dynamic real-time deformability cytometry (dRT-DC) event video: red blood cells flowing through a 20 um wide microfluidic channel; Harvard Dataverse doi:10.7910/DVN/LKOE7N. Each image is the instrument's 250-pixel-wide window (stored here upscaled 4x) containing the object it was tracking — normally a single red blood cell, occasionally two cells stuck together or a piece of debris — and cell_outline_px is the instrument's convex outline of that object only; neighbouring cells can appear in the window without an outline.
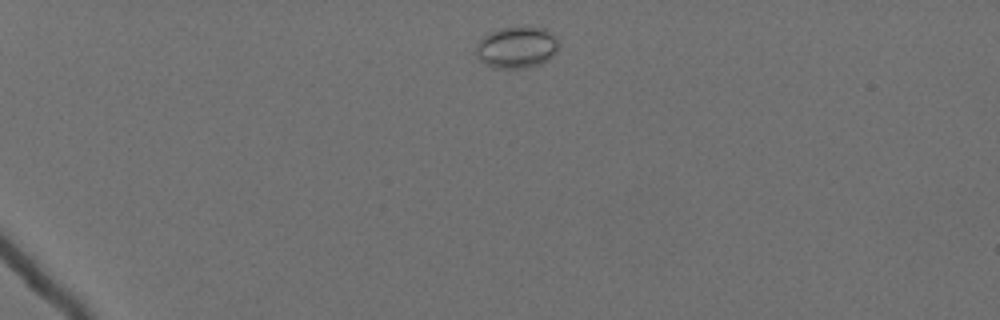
{"species": "Egyptian fruit bat (a non-hibernating species)", "species_latin": "Rousettus aegyptiacus", "temperature_condition": "cold", "stored_images_in_passage": 45, "camera_frame_rate_fps": 3000, "um_per_image_px": 0.085, "animal": {"sex": "female"}, "frame": {"image": 1, "passage_image": 1, "time_ms": 0.0, "image_size_px": [1000, 320], "cell_outline_px": [[560, 48], [552, 56], [540, 64], [524, 68], [496, 68], [484, 64], [480, 60], [476, 52], [476, 48], [480, 40], [488, 32], [504, 28], [540, 28], [548, 32], [560, 44]], "centroid_in_image_um": [43.9, 4.06], "position_along_channel_um": 41.1, "area_um2": 19.59}}
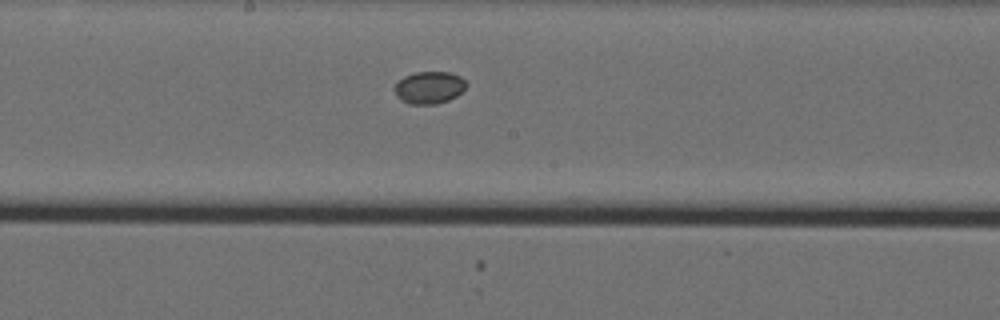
{"frame": {"image": 2, "passage_image": 21, "time_ms": 6.667, "image_size_px": [1000, 320], "cell_outline_px": [[468, 84], [456, 96], [448, 100], [436, 104], [408, 104], [400, 100], [396, 96], [396, 84], [404, 76], [416, 72], [448, 72], [460, 76]], "centroid_in_image_um": [36.48, 7.45], "position_along_channel_um": 211.7, "area_um2": 13.35}}
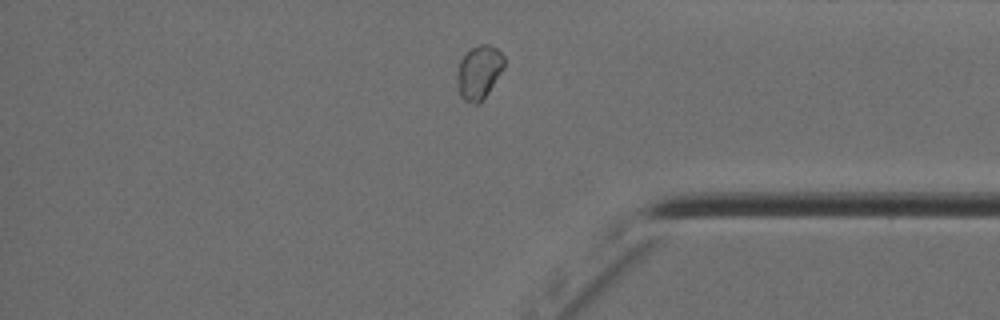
{"frame": {"image": 3, "passage_image": 37, "time_ms": 12.0, "image_size_px": [1000, 320], "cell_outline_px": [[504, 68], [488, 92], [476, 104], [472, 104], [464, 100], [460, 96], [456, 84], [456, 76], [460, 60], [472, 48], [480, 44], [488, 44], [496, 48], [504, 56]], "centroid_in_image_um": [40.69, 6.14], "position_along_channel_um": 394.5, "area_um2": 14.57}}